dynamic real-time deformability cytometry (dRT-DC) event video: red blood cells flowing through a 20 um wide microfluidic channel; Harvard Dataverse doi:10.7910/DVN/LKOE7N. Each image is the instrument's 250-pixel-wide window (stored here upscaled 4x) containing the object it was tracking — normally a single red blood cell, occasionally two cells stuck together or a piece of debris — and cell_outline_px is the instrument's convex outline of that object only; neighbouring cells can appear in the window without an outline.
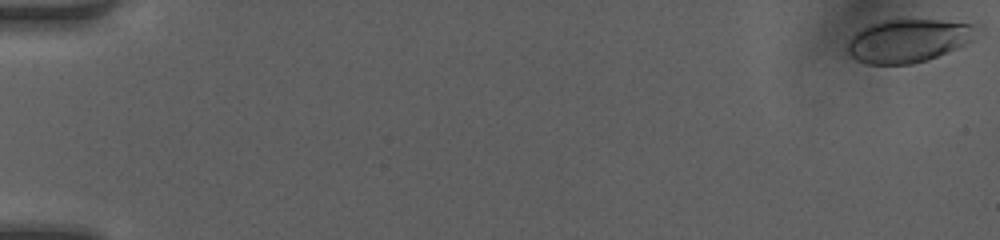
{"species": "human", "species_latin": "Homo sapiens", "temperature_condition": "room temperature", "stored_images_in_passage": 50, "camera_frame_rate_fps": 3000, "um_per_image_px": 0.085, "donor": {"sex": "female"}, "frame": {"image": 1, "passage_image": 1, "time_ms": 0.0, "image_size_px": [1000, 240], "cell_outline_px": [[984, 28], [972, 40], [956, 48], [928, 60], [912, 64], [868, 64], [856, 60], [848, 52], [848, 40], [856, 32], [868, 24], [880, 20], [940, 20], [984, 24]], "centroid_in_image_um": [77.28, 3.43], "position_along_channel_um": 7.7, "area_um2": 33.0}}
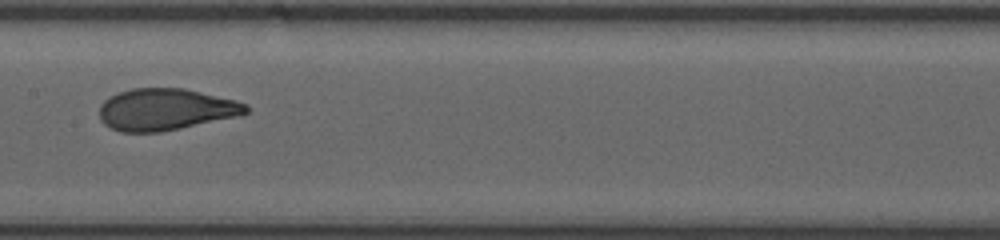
{"frame": {"image": 2, "passage_image": 27, "time_ms": 8.667, "image_size_px": [1000, 240], "cell_outline_px": [[248, 112], [240, 116], [160, 132], [120, 132], [104, 124], [100, 120], [100, 104], [108, 96], [132, 88], [184, 88], [236, 100], [248, 104]], "centroid_in_image_um": [14.08, 9.3], "position_along_channel_um": 193.3, "area_um2": 35.78}}
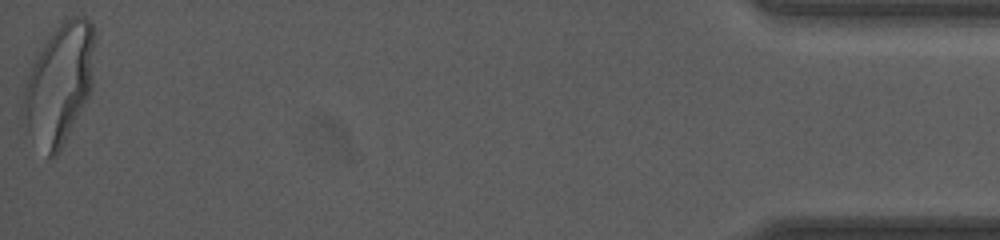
{"frame": {"image": 3, "passage_image": 50, "time_ms": 16.333, "image_size_px": [1000, 240], "cell_outline_px": [[96, 32], [92, 88], [88, 96], [56, 156], [52, 160], [48, 160], [20, 124], [20, 108], [24, 84], [32, 64], [44, 44], [60, 20], [72, 16], [84, 16], [92, 20]], "centroid_in_image_um": [5.0, 7.13], "position_along_channel_um": 430.2, "area_um2": 51.27}, "authors_computed_cell_mechanics": {"area_um2": 35.6915, "velocity_mm_per_s": 4.2197, "shape_relaxation_time_tau1_ms": 4.3949, "shape_relaxation_time_tau2_ms": null, "deformation_change_tau1": 0.1942, "deformation_change_tau2": null}}